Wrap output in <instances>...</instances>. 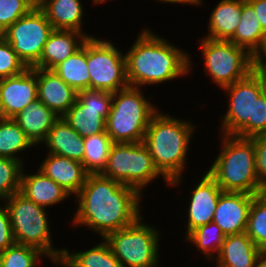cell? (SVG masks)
<instances>
[{
    "instance_id": "cell-1",
    "label": "cell",
    "mask_w": 266,
    "mask_h": 267,
    "mask_svg": "<svg viewBox=\"0 0 266 267\" xmlns=\"http://www.w3.org/2000/svg\"><path fill=\"white\" fill-rule=\"evenodd\" d=\"M142 194L100 174H88L85 184L73 197L77 206L71 224L75 229L84 227L101 239L109 233L135 223L143 214Z\"/></svg>"
},
{
    "instance_id": "cell-2",
    "label": "cell",
    "mask_w": 266,
    "mask_h": 267,
    "mask_svg": "<svg viewBox=\"0 0 266 267\" xmlns=\"http://www.w3.org/2000/svg\"><path fill=\"white\" fill-rule=\"evenodd\" d=\"M138 33L133 45L125 51L129 86L145 88L156 84L158 87L192 72L195 63L187 51L151 28L144 27Z\"/></svg>"
},
{
    "instance_id": "cell-3",
    "label": "cell",
    "mask_w": 266,
    "mask_h": 267,
    "mask_svg": "<svg viewBox=\"0 0 266 267\" xmlns=\"http://www.w3.org/2000/svg\"><path fill=\"white\" fill-rule=\"evenodd\" d=\"M196 126L187 118L174 117L160 109L149 122L143 142L155 167L170 182L171 188L180 187L183 182Z\"/></svg>"
},
{
    "instance_id": "cell-4",
    "label": "cell",
    "mask_w": 266,
    "mask_h": 267,
    "mask_svg": "<svg viewBox=\"0 0 266 267\" xmlns=\"http://www.w3.org/2000/svg\"><path fill=\"white\" fill-rule=\"evenodd\" d=\"M227 111L220 115L219 133L251 138L266 134V74L260 67L246 78L222 88Z\"/></svg>"
},
{
    "instance_id": "cell-5",
    "label": "cell",
    "mask_w": 266,
    "mask_h": 267,
    "mask_svg": "<svg viewBox=\"0 0 266 267\" xmlns=\"http://www.w3.org/2000/svg\"><path fill=\"white\" fill-rule=\"evenodd\" d=\"M220 152L206 170L222 191L260 194L255 145L250 138L220 133Z\"/></svg>"
},
{
    "instance_id": "cell-6",
    "label": "cell",
    "mask_w": 266,
    "mask_h": 267,
    "mask_svg": "<svg viewBox=\"0 0 266 267\" xmlns=\"http://www.w3.org/2000/svg\"><path fill=\"white\" fill-rule=\"evenodd\" d=\"M6 207L15 243L31 246L44 253L54 267L60 262L63 248H55L52 239L50 213L35 204L20 191L2 201Z\"/></svg>"
},
{
    "instance_id": "cell-7",
    "label": "cell",
    "mask_w": 266,
    "mask_h": 267,
    "mask_svg": "<svg viewBox=\"0 0 266 267\" xmlns=\"http://www.w3.org/2000/svg\"><path fill=\"white\" fill-rule=\"evenodd\" d=\"M143 88L127 87L112 93V105L106 119V133L113 143L144 140L152 116L159 110ZM152 102V103H151Z\"/></svg>"
},
{
    "instance_id": "cell-8",
    "label": "cell",
    "mask_w": 266,
    "mask_h": 267,
    "mask_svg": "<svg viewBox=\"0 0 266 267\" xmlns=\"http://www.w3.org/2000/svg\"><path fill=\"white\" fill-rule=\"evenodd\" d=\"M115 181L143 191L151 183L161 178L167 188L170 182L155 167L152 156L144 142L113 143L106 168L101 173Z\"/></svg>"
},
{
    "instance_id": "cell-9",
    "label": "cell",
    "mask_w": 266,
    "mask_h": 267,
    "mask_svg": "<svg viewBox=\"0 0 266 267\" xmlns=\"http://www.w3.org/2000/svg\"><path fill=\"white\" fill-rule=\"evenodd\" d=\"M144 214L132 225L109 233L104 239L122 267H159L160 229L144 221ZM161 234V235H160Z\"/></svg>"
},
{
    "instance_id": "cell-10",
    "label": "cell",
    "mask_w": 266,
    "mask_h": 267,
    "mask_svg": "<svg viewBox=\"0 0 266 267\" xmlns=\"http://www.w3.org/2000/svg\"><path fill=\"white\" fill-rule=\"evenodd\" d=\"M198 41L205 68L203 74L210 76L211 82L215 83L213 85L221 89L246 78L257 68L254 57L231 41L206 37Z\"/></svg>"
},
{
    "instance_id": "cell-11",
    "label": "cell",
    "mask_w": 266,
    "mask_h": 267,
    "mask_svg": "<svg viewBox=\"0 0 266 267\" xmlns=\"http://www.w3.org/2000/svg\"><path fill=\"white\" fill-rule=\"evenodd\" d=\"M98 35L87 38L90 89L115 93L129 87L125 52Z\"/></svg>"
},
{
    "instance_id": "cell-12",
    "label": "cell",
    "mask_w": 266,
    "mask_h": 267,
    "mask_svg": "<svg viewBox=\"0 0 266 267\" xmlns=\"http://www.w3.org/2000/svg\"><path fill=\"white\" fill-rule=\"evenodd\" d=\"M54 28L40 8H33L0 35L12 46L28 68L39 60Z\"/></svg>"
},
{
    "instance_id": "cell-13",
    "label": "cell",
    "mask_w": 266,
    "mask_h": 267,
    "mask_svg": "<svg viewBox=\"0 0 266 267\" xmlns=\"http://www.w3.org/2000/svg\"><path fill=\"white\" fill-rule=\"evenodd\" d=\"M111 105L112 93L85 89L77 93L75 103L62 118L84 138L106 131Z\"/></svg>"
},
{
    "instance_id": "cell-14",
    "label": "cell",
    "mask_w": 266,
    "mask_h": 267,
    "mask_svg": "<svg viewBox=\"0 0 266 267\" xmlns=\"http://www.w3.org/2000/svg\"><path fill=\"white\" fill-rule=\"evenodd\" d=\"M200 178L189 192L190 201L185 206L187 210L184 213L188 214L185 216L187 222L184 225L187 229L185 228L184 238L198 227L213 222L218 199L223 192L206 170Z\"/></svg>"
},
{
    "instance_id": "cell-15",
    "label": "cell",
    "mask_w": 266,
    "mask_h": 267,
    "mask_svg": "<svg viewBox=\"0 0 266 267\" xmlns=\"http://www.w3.org/2000/svg\"><path fill=\"white\" fill-rule=\"evenodd\" d=\"M37 98V68L0 79V117L14 118Z\"/></svg>"
},
{
    "instance_id": "cell-16",
    "label": "cell",
    "mask_w": 266,
    "mask_h": 267,
    "mask_svg": "<svg viewBox=\"0 0 266 267\" xmlns=\"http://www.w3.org/2000/svg\"><path fill=\"white\" fill-rule=\"evenodd\" d=\"M255 195L242 192L220 194L213 222L227 235L246 232L250 207Z\"/></svg>"
},
{
    "instance_id": "cell-17",
    "label": "cell",
    "mask_w": 266,
    "mask_h": 267,
    "mask_svg": "<svg viewBox=\"0 0 266 267\" xmlns=\"http://www.w3.org/2000/svg\"><path fill=\"white\" fill-rule=\"evenodd\" d=\"M77 93L53 70L37 68L38 99L58 117H63L75 103Z\"/></svg>"
},
{
    "instance_id": "cell-18",
    "label": "cell",
    "mask_w": 266,
    "mask_h": 267,
    "mask_svg": "<svg viewBox=\"0 0 266 267\" xmlns=\"http://www.w3.org/2000/svg\"><path fill=\"white\" fill-rule=\"evenodd\" d=\"M44 158L37 169L60 185L72 197L76 196L85 184L88 175L83 164L52 153H47Z\"/></svg>"
},
{
    "instance_id": "cell-19",
    "label": "cell",
    "mask_w": 266,
    "mask_h": 267,
    "mask_svg": "<svg viewBox=\"0 0 266 267\" xmlns=\"http://www.w3.org/2000/svg\"><path fill=\"white\" fill-rule=\"evenodd\" d=\"M24 166L21 175L20 192L35 204L45 207L56 206L70 200V194L36 168L35 173H26ZM69 197V198H68Z\"/></svg>"
},
{
    "instance_id": "cell-20",
    "label": "cell",
    "mask_w": 266,
    "mask_h": 267,
    "mask_svg": "<svg viewBox=\"0 0 266 267\" xmlns=\"http://www.w3.org/2000/svg\"><path fill=\"white\" fill-rule=\"evenodd\" d=\"M87 37L74 30H53L45 43L40 60L32 68L52 70L82 47Z\"/></svg>"
},
{
    "instance_id": "cell-21",
    "label": "cell",
    "mask_w": 266,
    "mask_h": 267,
    "mask_svg": "<svg viewBox=\"0 0 266 267\" xmlns=\"http://www.w3.org/2000/svg\"><path fill=\"white\" fill-rule=\"evenodd\" d=\"M261 251L246 232L227 235L212 262L215 267H255Z\"/></svg>"
},
{
    "instance_id": "cell-22",
    "label": "cell",
    "mask_w": 266,
    "mask_h": 267,
    "mask_svg": "<svg viewBox=\"0 0 266 267\" xmlns=\"http://www.w3.org/2000/svg\"><path fill=\"white\" fill-rule=\"evenodd\" d=\"M59 118L38 98L14 117L35 147L42 146L50 129Z\"/></svg>"
},
{
    "instance_id": "cell-23",
    "label": "cell",
    "mask_w": 266,
    "mask_h": 267,
    "mask_svg": "<svg viewBox=\"0 0 266 267\" xmlns=\"http://www.w3.org/2000/svg\"><path fill=\"white\" fill-rule=\"evenodd\" d=\"M46 15L54 30H74L89 35L83 30L84 5L82 0H45L40 8Z\"/></svg>"
},
{
    "instance_id": "cell-24",
    "label": "cell",
    "mask_w": 266,
    "mask_h": 267,
    "mask_svg": "<svg viewBox=\"0 0 266 267\" xmlns=\"http://www.w3.org/2000/svg\"><path fill=\"white\" fill-rule=\"evenodd\" d=\"M47 153L67 157L79 162L83 161L84 138L81 137L62 117L50 129L42 145Z\"/></svg>"
},
{
    "instance_id": "cell-25",
    "label": "cell",
    "mask_w": 266,
    "mask_h": 267,
    "mask_svg": "<svg viewBox=\"0 0 266 267\" xmlns=\"http://www.w3.org/2000/svg\"><path fill=\"white\" fill-rule=\"evenodd\" d=\"M242 14V0H220L210 12L208 33L203 37L228 41L235 33Z\"/></svg>"
},
{
    "instance_id": "cell-26",
    "label": "cell",
    "mask_w": 266,
    "mask_h": 267,
    "mask_svg": "<svg viewBox=\"0 0 266 267\" xmlns=\"http://www.w3.org/2000/svg\"><path fill=\"white\" fill-rule=\"evenodd\" d=\"M69 251L63 247V254L57 267H122L104 238L102 240L100 238V242L89 249Z\"/></svg>"
},
{
    "instance_id": "cell-27",
    "label": "cell",
    "mask_w": 266,
    "mask_h": 267,
    "mask_svg": "<svg viewBox=\"0 0 266 267\" xmlns=\"http://www.w3.org/2000/svg\"><path fill=\"white\" fill-rule=\"evenodd\" d=\"M240 18L234 35L228 41L246 49L254 56L261 49L265 32L259 23L253 7L246 0H242V14Z\"/></svg>"
},
{
    "instance_id": "cell-28",
    "label": "cell",
    "mask_w": 266,
    "mask_h": 267,
    "mask_svg": "<svg viewBox=\"0 0 266 267\" xmlns=\"http://www.w3.org/2000/svg\"><path fill=\"white\" fill-rule=\"evenodd\" d=\"M76 92L90 89V75L87 67V39L72 56L52 69Z\"/></svg>"
},
{
    "instance_id": "cell-29",
    "label": "cell",
    "mask_w": 266,
    "mask_h": 267,
    "mask_svg": "<svg viewBox=\"0 0 266 267\" xmlns=\"http://www.w3.org/2000/svg\"><path fill=\"white\" fill-rule=\"evenodd\" d=\"M34 146L14 118L0 117V157L19 160L25 165L26 159L20 154L31 147L33 150Z\"/></svg>"
},
{
    "instance_id": "cell-30",
    "label": "cell",
    "mask_w": 266,
    "mask_h": 267,
    "mask_svg": "<svg viewBox=\"0 0 266 267\" xmlns=\"http://www.w3.org/2000/svg\"><path fill=\"white\" fill-rule=\"evenodd\" d=\"M113 141L105 132L84 137L83 167L88 174H100L107 165Z\"/></svg>"
},
{
    "instance_id": "cell-31",
    "label": "cell",
    "mask_w": 266,
    "mask_h": 267,
    "mask_svg": "<svg viewBox=\"0 0 266 267\" xmlns=\"http://www.w3.org/2000/svg\"><path fill=\"white\" fill-rule=\"evenodd\" d=\"M226 235L215 223L210 222L193 230L185 239L191 243L203 256L205 260L212 261L218 255Z\"/></svg>"
},
{
    "instance_id": "cell-32",
    "label": "cell",
    "mask_w": 266,
    "mask_h": 267,
    "mask_svg": "<svg viewBox=\"0 0 266 267\" xmlns=\"http://www.w3.org/2000/svg\"><path fill=\"white\" fill-rule=\"evenodd\" d=\"M247 236L261 250H266V192L254 196L246 228Z\"/></svg>"
},
{
    "instance_id": "cell-33",
    "label": "cell",
    "mask_w": 266,
    "mask_h": 267,
    "mask_svg": "<svg viewBox=\"0 0 266 267\" xmlns=\"http://www.w3.org/2000/svg\"><path fill=\"white\" fill-rule=\"evenodd\" d=\"M48 258L39 249L14 243L0 252V267H42V259Z\"/></svg>"
},
{
    "instance_id": "cell-34",
    "label": "cell",
    "mask_w": 266,
    "mask_h": 267,
    "mask_svg": "<svg viewBox=\"0 0 266 267\" xmlns=\"http://www.w3.org/2000/svg\"><path fill=\"white\" fill-rule=\"evenodd\" d=\"M24 164L19 160L0 157V201L11 197L21 189Z\"/></svg>"
},
{
    "instance_id": "cell-35",
    "label": "cell",
    "mask_w": 266,
    "mask_h": 267,
    "mask_svg": "<svg viewBox=\"0 0 266 267\" xmlns=\"http://www.w3.org/2000/svg\"><path fill=\"white\" fill-rule=\"evenodd\" d=\"M26 69L12 46L0 35V79L19 75Z\"/></svg>"
},
{
    "instance_id": "cell-36",
    "label": "cell",
    "mask_w": 266,
    "mask_h": 267,
    "mask_svg": "<svg viewBox=\"0 0 266 267\" xmlns=\"http://www.w3.org/2000/svg\"><path fill=\"white\" fill-rule=\"evenodd\" d=\"M32 9L25 0H0V34Z\"/></svg>"
},
{
    "instance_id": "cell-37",
    "label": "cell",
    "mask_w": 266,
    "mask_h": 267,
    "mask_svg": "<svg viewBox=\"0 0 266 267\" xmlns=\"http://www.w3.org/2000/svg\"><path fill=\"white\" fill-rule=\"evenodd\" d=\"M255 145L256 173L259 181L260 193L266 192V134L250 138Z\"/></svg>"
},
{
    "instance_id": "cell-38",
    "label": "cell",
    "mask_w": 266,
    "mask_h": 267,
    "mask_svg": "<svg viewBox=\"0 0 266 267\" xmlns=\"http://www.w3.org/2000/svg\"><path fill=\"white\" fill-rule=\"evenodd\" d=\"M0 252L6 250L15 243L8 211L3 203H0Z\"/></svg>"
},
{
    "instance_id": "cell-39",
    "label": "cell",
    "mask_w": 266,
    "mask_h": 267,
    "mask_svg": "<svg viewBox=\"0 0 266 267\" xmlns=\"http://www.w3.org/2000/svg\"><path fill=\"white\" fill-rule=\"evenodd\" d=\"M246 1L253 7L262 29L264 30V32H266V0H246Z\"/></svg>"
},
{
    "instance_id": "cell-40",
    "label": "cell",
    "mask_w": 266,
    "mask_h": 267,
    "mask_svg": "<svg viewBox=\"0 0 266 267\" xmlns=\"http://www.w3.org/2000/svg\"><path fill=\"white\" fill-rule=\"evenodd\" d=\"M156 2H161L162 4H182L183 5H193V6H199L201 7L204 5V0H153Z\"/></svg>"
},
{
    "instance_id": "cell-41",
    "label": "cell",
    "mask_w": 266,
    "mask_h": 267,
    "mask_svg": "<svg viewBox=\"0 0 266 267\" xmlns=\"http://www.w3.org/2000/svg\"><path fill=\"white\" fill-rule=\"evenodd\" d=\"M253 57L257 67H259L263 63H266V32L261 49Z\"/></svg>"
},
{
    "instance_id": "cell-42",
    "label": "cell",
    "mask_w": 266,
    "mask_h": 267,
    "mask_svg": "<svg viewBox=\"0 0 266 267\" xmlns=\"http://www.w3.org/2000/svg\"><path fill=\"white\" fill-rule=\"evenodd\" d=\"M255 267H266V250H262L257 261Z\"/></svg>"
},
{
    "instance_id": "cell-43",
    "label": "cell",
    "mask_w": 266,
    "mask_h": 267,
    "mask_svg": "<svg viewBox=\"0 0 266 267\" xmlns=\"http://www.w3.org/2000/svg\"><path fill=\"white\" fill-rule=\"evenodd\" d=\"M32 8H41L45 0H25Z\"/></svg>"
},
{
    "instance_id": "cell-44",
    "label": "cell",
    "mask_w": 266,
    "mask_h": 267,
    "mask_svg": "<svg viewBox=\"0 0 266 267\" xmlns=\"http://www.w3.org/2000/svg\"><path fill=\"white\" fill-rule=\"evenodd\" d=\"M107 1H109V0H92V3L94 4V5H99V4H104V3H106Z\"/></svg>"
},
{
    "instance_id": "cell-45",
    "label": "cell",
    "mask_w": 266,
    "mask_h": 267,
    "mask_svg": "<svg viewBox=\"0 0 266 267\" xmlns=\"http://www.w3.org/2000/svg\"><path fill=\"white\" fill-rule=\"evenodd\" d=\"M262 71L266 74V63H263L262 65L259 66Z\"/></svg>"
}]
</instances>
